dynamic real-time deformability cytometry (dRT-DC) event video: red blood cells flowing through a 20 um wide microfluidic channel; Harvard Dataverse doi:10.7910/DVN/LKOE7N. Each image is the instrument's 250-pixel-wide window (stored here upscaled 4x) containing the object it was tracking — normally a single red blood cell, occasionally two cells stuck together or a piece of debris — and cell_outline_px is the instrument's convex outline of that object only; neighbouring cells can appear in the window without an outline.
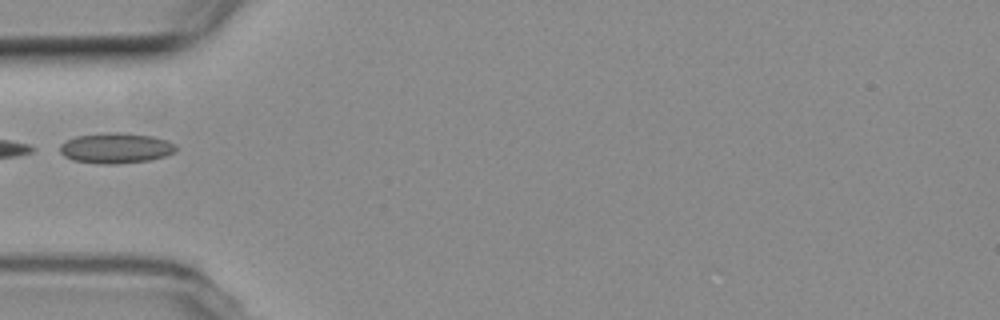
{"species": "common noctule bat (a hibernating species)", "species_latin": "Nyctalus noctula", "temperature_condition": "room temperature", "stored_images_in_passage": 1, "camera_frame_rate_fps": 3000, "um_per_image_px": 0.085, "animal": {"sex": "female", "body_mass_g": 19.3, "forearm_length_mm": 54.1}, "frame": {"image": 1, "passage_image": 1, "time_ms": 0.0, "image_size_px": [1000, 320], "cell_outline_px": [[176, 152], [164, 156], [148, 160], [116, 164], [100, 164], [72, 160], [64, 156], [60, 152], [60, 144], [76, 136], [108, 132], [120, 132], [152, 136], [168, 140], [176, 144]], "centroid_in_image_um": [9.85, 12.58], "position_along_channel_um": 75.1, "area_um2": 20.63}}